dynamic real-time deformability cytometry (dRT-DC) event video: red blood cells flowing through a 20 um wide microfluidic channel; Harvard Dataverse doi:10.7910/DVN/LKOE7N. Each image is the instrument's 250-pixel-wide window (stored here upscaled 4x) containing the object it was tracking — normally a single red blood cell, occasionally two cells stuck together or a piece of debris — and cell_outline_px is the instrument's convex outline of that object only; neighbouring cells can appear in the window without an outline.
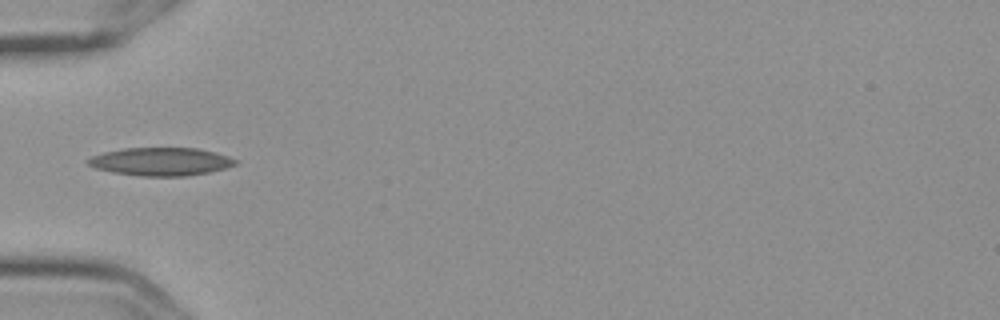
{"species": "Egyptian fruit bat (a non-hibernating species)", "species_latin": "Rousettus aegyptiacus", "temperature_condition": "cold", "stored_images_in_passage": 11, "camera_frame_rate_fps": 3000, "um_per_image_px": 0.085, "frame": {"image": 1, "passage_image": 5, "time_ms": 1.333, "image_size_px": [1000, 320], "cell_outline_px": [[236, 164], [224, 168], [208, 172], [188, 176], [140, 176], [112, 172], [96, 168], [88, 164], [84, 160], [92, 156], [104, 152], [124, 148], [196, 148], [228, 156], [236, 160]], "centroid_in_image_um": [13.62, 13.74], "position_along_channel_um": 71.4, "area_um2": 23.93}}
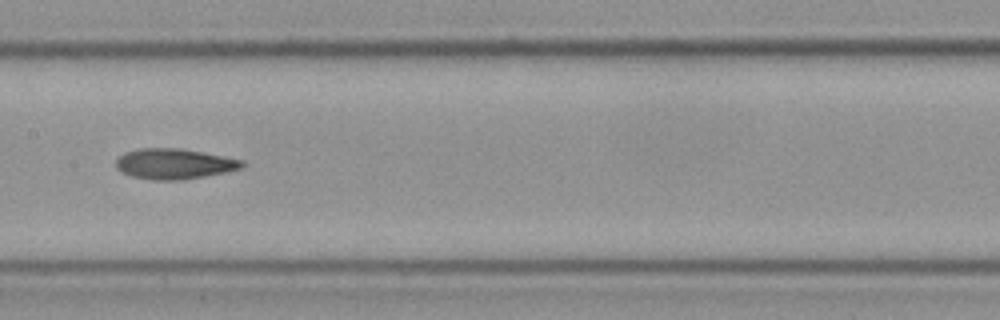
{"frame": {"image": 2, "passage_image": 8, "time_ms": 2.333, "image_size_px": [1000, 320], "cell_outline_px": [[244, 164], [240, 168], [224, 172], [180, 180], [152, 180], [132, 176], [116, 168], [116, 160], [124, 152], [140, 148], [180, 148], [244, 160]], "centroid_in_image_um": [14.77, 13.92], "position_along_channel_um": 192.6, "area_um2": 22.08}}
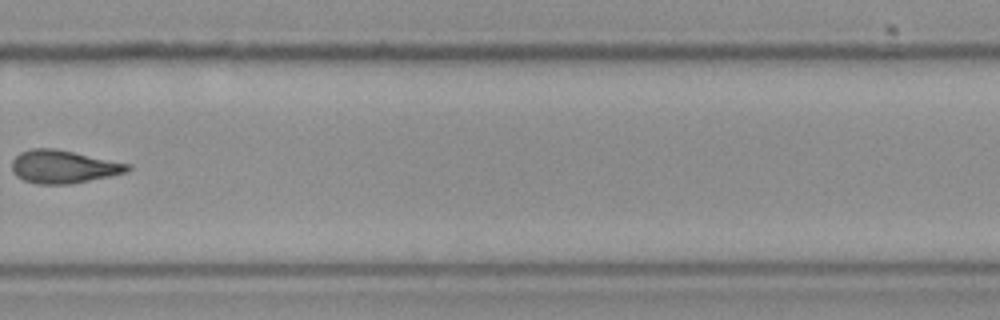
{"frame": {"image": 3, "passage_image": 11, "time_ms": 3.333, "image_size_px": [1000, 320], "cell_outline_px": [[132, 168], [128, 172], [68, 184], [40, 184], [24, 180], [16, 176], [12, 172], [12, 160], [20, 152], [32, 148], [56, 148], [132, 164]], "centroid_in_image_um": [5.4, 14.15], "position_along_channel_um": 324.4, "area_um2": 22.31}}